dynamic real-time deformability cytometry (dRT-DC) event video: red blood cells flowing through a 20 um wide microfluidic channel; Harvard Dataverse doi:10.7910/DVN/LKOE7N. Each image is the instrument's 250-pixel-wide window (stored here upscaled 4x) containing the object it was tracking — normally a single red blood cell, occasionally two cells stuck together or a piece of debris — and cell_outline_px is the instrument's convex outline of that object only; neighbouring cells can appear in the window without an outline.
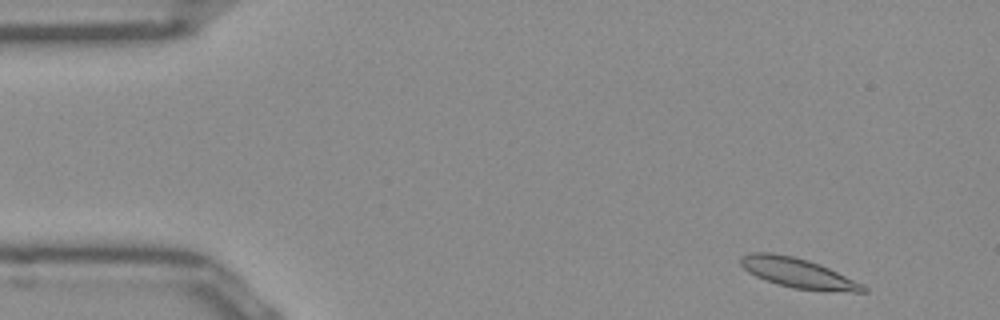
{"species": "Egyptian fruit bat (a non-hibernating species)", "species_latin": "Rousettus aegyptiacus", "temperature_condition": "room temperature", "stored_images_in_passage": 12, "camera_frame_rate_fps": 3000, "um_per_image_px": 0.085, "frame": {"image": 1, "passage_image": 2, "time_ms": 0.333, "image_size_px": [1000, 320], "cell_outline_px": [[868, 292], [852, 292], [792, 288], [776, 284], [764, 280], [748, 272], [740, 264], [740, 256], [752, 252], [772, 252], [792, 256], [808, 260], [820, 264], [864, 284], [868, 288]], "centroid_in_image_um": [67.82, 23.2], "position_along_channel_um": 17.2, "area_um2": 21.33}}
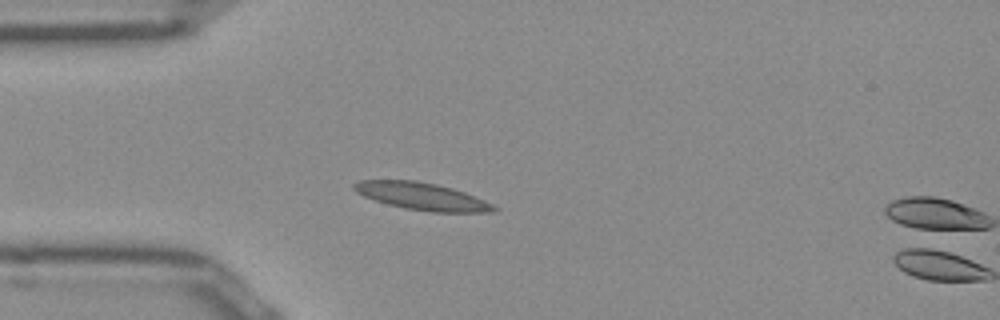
{"frame": {"image": 2, "passage_image": 11, "time_ms": 3.333, "image_size_px": [1000, 320], "cell_outline_px": [[500, 208], [496, 212], [432, 212], [404, 208], [388, 204], [364, 196], [356, 192], [352, 188], [352, 184], [360, 180], [416, 180], [436, 184], [452, 188], [464, 192], [484, 200]], "centroid_in_image_um": [35.88, 16.69], "position_along_channel_um": 49.1, "area_um2": 22.25}}